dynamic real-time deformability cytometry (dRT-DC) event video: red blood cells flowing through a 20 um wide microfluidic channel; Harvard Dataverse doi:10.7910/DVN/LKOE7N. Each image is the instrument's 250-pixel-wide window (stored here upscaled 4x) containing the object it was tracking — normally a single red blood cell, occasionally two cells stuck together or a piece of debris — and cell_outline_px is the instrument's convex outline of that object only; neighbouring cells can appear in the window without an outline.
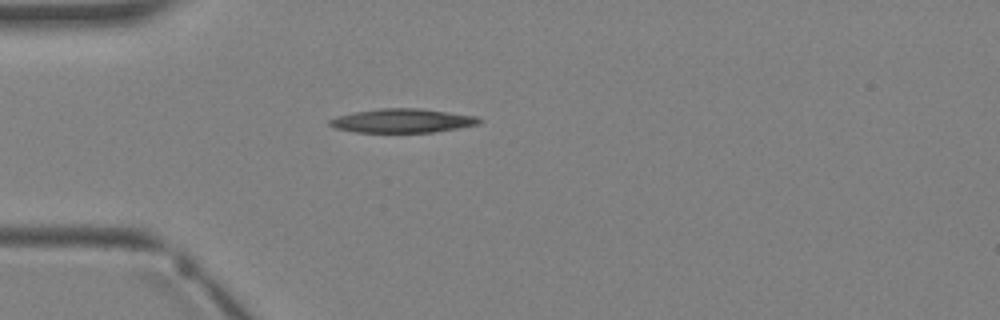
{"species": "Egyptian fruit bat (a non-hibernating species)", "species_latin": "Rousettus aegyptiacus", "temperature_condition": "warm", "stored_images_in_passage": 1, "camera_frame_rate_fps": 3000, "um_per_image_px": 0.085, "animal": {"sex": "female"}, "frame": {"image": 1, "passage_image": 1, "time_ms": 0.0, "image_size_px": [1000, 320], "cell_outline_px": [[484, 120], [480, 124], [432, 132], [356, 132], [336, 128], [328, 124], [328, 120], [336, 116], [356, 112], [380, 108], [420, 108], [476, 116]], "centroid_in_image_um": [34.21, 10.25], "position_along_channel_um": 50.8, "area_um2": 20.75}}